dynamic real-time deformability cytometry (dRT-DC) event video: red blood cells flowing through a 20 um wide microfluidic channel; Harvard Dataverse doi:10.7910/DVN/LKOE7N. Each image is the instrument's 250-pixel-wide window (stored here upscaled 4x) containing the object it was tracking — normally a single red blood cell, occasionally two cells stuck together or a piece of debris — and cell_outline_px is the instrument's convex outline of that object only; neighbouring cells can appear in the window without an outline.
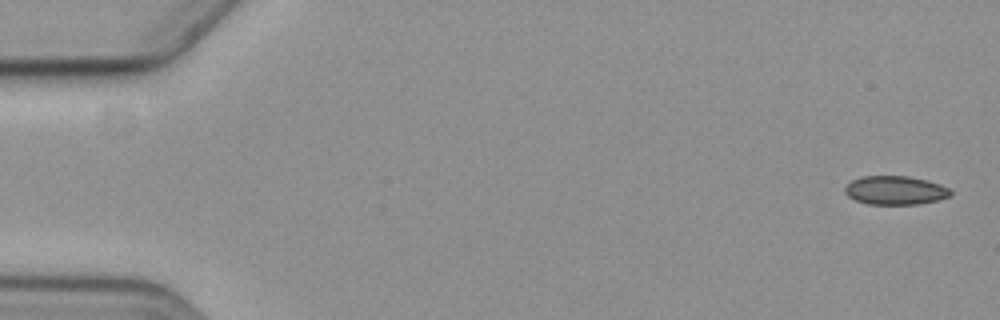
{"species": "common noctule bat (a hibernating species)", "species_latin": "Nyctalus noctula", "temperature_condition": "cold", "stored_images_in_passage": 6, "camera_frame_rate_fps": 3000, "um_per_image_px": 0.085, "animal": {"sex": "female", "body_mass_g": 19.3, "forearm_length_mm": 54.1}, "frame": {"image": 1, "passage_image": 1, "time_ms": 0.0, "image_size_px": [1000, 320], "cell_outline_px": [[952, 196], [920, 204], [868, 204], [856, 200], [848, 196], [844, 192], [844, 188], [852, 180], [864, 176], [908, 176], [928, 180], [940, 184], [948, 188], [952, 192]], "centroid_in_image_um": [76.11, 16.17], "position_along_channel_um": 8.9, "area_um2": 17.69}}
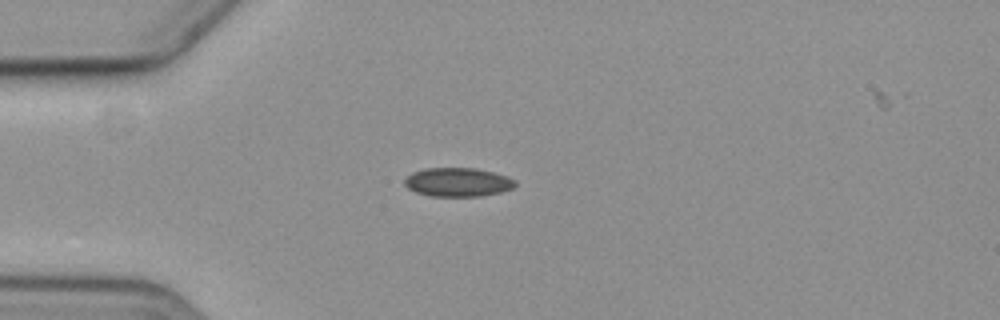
{"frame": {"image": 2, "passage_image": 4, "time_ms": 4.667, "image_size_px": [1000, 320], "cell_outline_px": [[516, 184], [512, 188], [500, 192], [480, 196], [432, 196], [416, 192], [408, 188], [404, 184], [404, 180], [412, 172], [424, 168], [476, 168], [508, 176], [516, 180]], "centroid_in_image_um": [38.91, 15.48], "position_along_channel_um": 46.1, "area_um2": 18.55}}
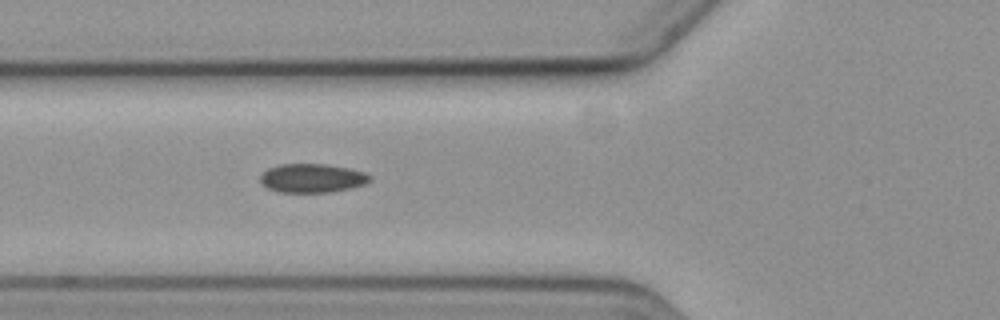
{"frame": {"image": 3, "passage_image": 6, "time_ms": 6.667, "image_size_px": [1000, 320], "cell_outline_px": [[372, 180], [364, 184], [352, 188], [328, 192], [280, 192], [268, 188], [260, 180], [260, 176], [268, 168], [280, 164], [328, 164], [352, 168], [364, 172], [372, 176]], "centroid_in_image_um": [26.58, 15.13], "position_along_channel_um": 99.2, "area_um2": 18.5}}